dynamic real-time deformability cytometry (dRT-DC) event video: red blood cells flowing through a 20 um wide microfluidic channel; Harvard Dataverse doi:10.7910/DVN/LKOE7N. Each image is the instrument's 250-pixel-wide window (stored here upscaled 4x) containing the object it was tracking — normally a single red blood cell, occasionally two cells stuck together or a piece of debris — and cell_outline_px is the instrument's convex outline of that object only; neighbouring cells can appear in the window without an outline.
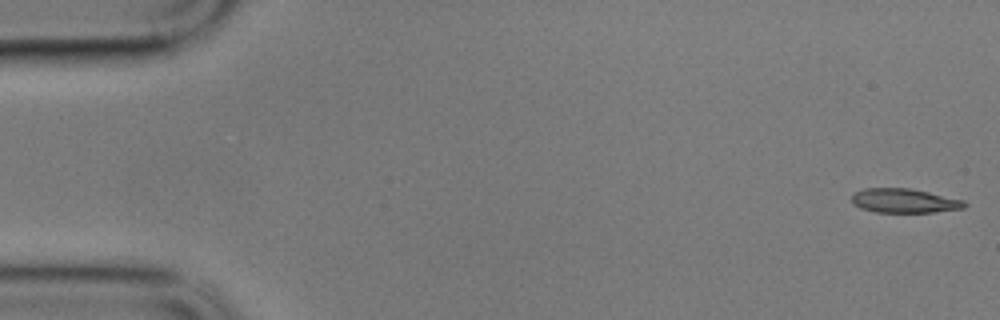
{"species": "common noctule bat (a hibernating species)", "species_latin": "Nyctalus noctula", "temperature_condition": "cold", "stored_images_in_passage": 58, "camera_frame_rate_fps": 3000, "um_per_image_px": 0.085, "animal": {"sex": "male", "body_mass_g": 17.9}, "frame": {"image": 1, "passage_image": 1, "time_ms": 0.0, "image_size_px": [1000, 320], "cell_outline_px": [[968, 204], [964, 208], [932, 212], [876, 212], [860, 208], [852, 204], [852, 192], [864, 188], [912, 188], [964, 200]], "centroid_in_image_um": [76.84, 17.05], "position_along_channel_um": 8.2, "area_um2": 16.07}}
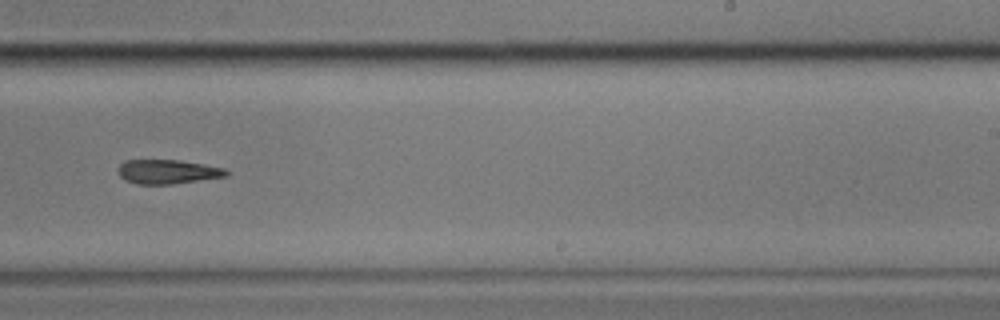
{"frame": {"image": 2, "passage_image": 36, "time_ms": 11.667, "image_size_px": [1000, 320], "cell_outline_px": [[228, 176], [172, 184], [136, 184], [124, 180], [120, 176], [120, 164], [124, 160], [180, 160], [204, 164], [224, 168], [228, 172]], "centroid_in_image_um": [14.26, 14.6], "position_along_channel_um": 274.7, "area_um2": 15.2}}
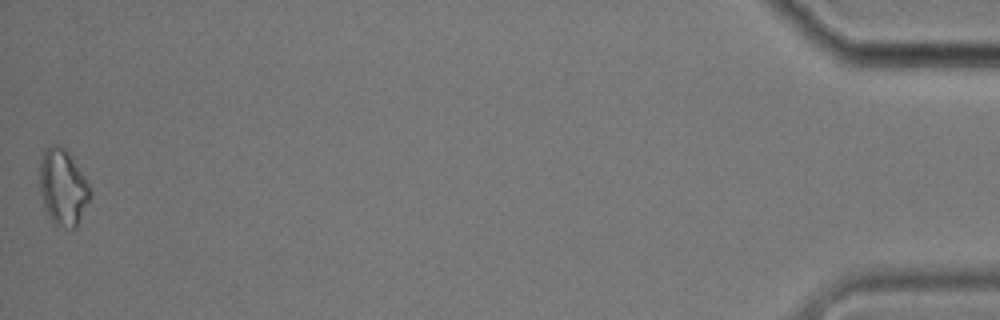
{"frame": {"image": 3, "passage_image": 58, "time_ms": 19.0, "image_size_px": [1000, 320], "cell_outline_px": [[92, 196], [76, 228], [72, 228], [56, 224], [52, 220], [44, 204], [40, 192], [40, 164], [44, 152], [52, 144], [56, 144], [64, 148], [68, 152], [84, 176], [92, 192]], "centroid_in_image_um": [5.38, 15.92], "position_along_channel_um": 429.8, "area_um2": 21.96}}